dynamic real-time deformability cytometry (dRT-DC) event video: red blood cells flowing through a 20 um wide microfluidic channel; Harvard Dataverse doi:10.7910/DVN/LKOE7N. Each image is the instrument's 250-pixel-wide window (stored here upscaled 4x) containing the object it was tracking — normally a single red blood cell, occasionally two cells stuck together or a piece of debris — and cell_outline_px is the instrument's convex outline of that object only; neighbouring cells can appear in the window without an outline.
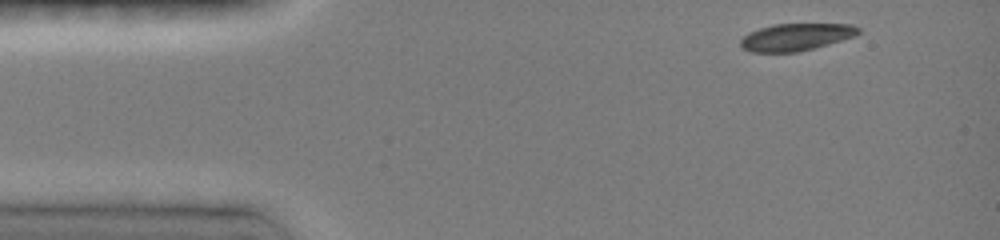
{"species": "common noctule bat (a hibernating species)", "species_latin": "Nyctalus noctula", "temperature_condition": "room temperature", "stored_images_in_passage": 6, "camera_frame_rate_fps": 3000, "um_per_image_px": 0.085, "animal": {"sex": "female", "body_mass_g": 19.0, "forearm_length_mm": 51.5}, "frame": {"image": 1, "passage_image": 1, "time_ms": 0.0, "image_size_px": [1000, 240], "cell_outline_px": [[860, 32], [856, 36], [828, 44], [796, 52], [748, 52], [740, 44], [740, 40], [748, 32], [772, 24], [852, 24], [860, 28]], "centroid_in_image_um": [67.66, 3.14], "position_along_channel_um": 17.3, "area_um2": 18.67}}
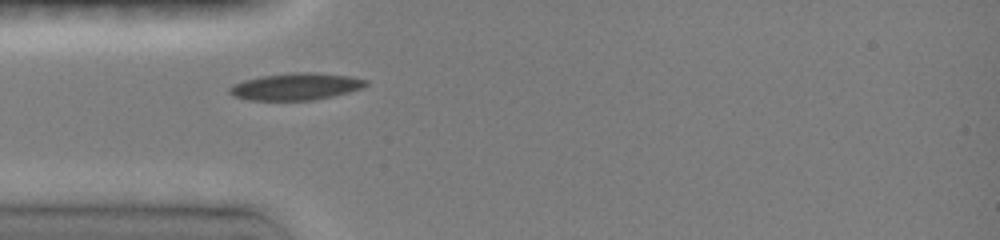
{"frame": {"image": 2, "passage_image": 5, "time_ms": 3.0, "image_size_px": [1000, 240], "cell_outline_px": [[368, 84], [364, 88], [332, 96], [312, 100], [248, 100], [232, 96], [228, 92], [228, 88], [232, 84], [244, 80], [264, 76], [292, 72], [316, 72], [352, 76], [368, 80]], "centroid_in_image_um": [25.16, 7.35], "position_along_channel_um": 59.8, "area_um2": 21.62}}